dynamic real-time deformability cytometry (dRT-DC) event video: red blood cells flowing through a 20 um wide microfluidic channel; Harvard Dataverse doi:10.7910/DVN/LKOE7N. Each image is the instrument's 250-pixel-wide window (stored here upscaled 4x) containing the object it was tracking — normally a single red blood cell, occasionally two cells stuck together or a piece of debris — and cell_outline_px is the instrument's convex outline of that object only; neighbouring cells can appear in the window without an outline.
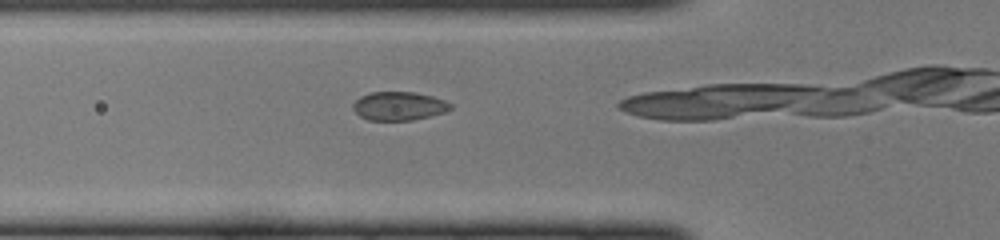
{"species": "common noctule bat (a hibernating species)", "species_latin": "Nyctalus noctula", "temperature_condition": "cold", "stored_images_in_passage": 14, "camera_frame_rate_fps": 3000, "um_per_image_px": 0.085, "animal": {"sex": "female", "body_mass_g": 22.0, "forearm_length_mm": 56.7}, "frame": {"image": 1, "passage_image": 7, "time_ms": 2.0, "image_size_px": [1000, 240], "cell_outline_px": [[452, 108], [444, 112], [412, 120], [368, 120], [360, 116], [352, 108], [352, 104], [360, 96], [368, 92], [416, 92], [432, 96], [444, 100], [452, 104]], "centroid_in_image_um": [33.88, 9.0], "position_along_channel_um": 91.9, "area_um2": 16.24}}
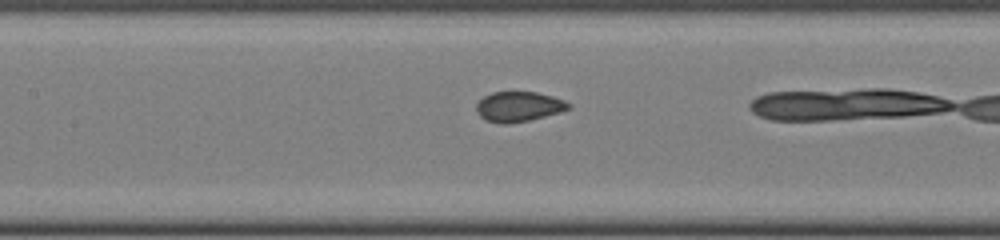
{"frame": {"image": 2, "passage_image": 12, "time_ms": 3.667, "image_size_px": [1000, 240], "cell_outline_px": [[572, 108], [560, 112], [528, 120], [504, 124], [488, 120], [480, 116], [476, 112], [476, 104], [484, 96], [492, 92], [536, 92], [552, 96], [564, 100], [572, 104]], "centroid_in_image_um": [44.11, 9.05], "position_along_channel_um": 163.3, "area_um2": 16.01}}